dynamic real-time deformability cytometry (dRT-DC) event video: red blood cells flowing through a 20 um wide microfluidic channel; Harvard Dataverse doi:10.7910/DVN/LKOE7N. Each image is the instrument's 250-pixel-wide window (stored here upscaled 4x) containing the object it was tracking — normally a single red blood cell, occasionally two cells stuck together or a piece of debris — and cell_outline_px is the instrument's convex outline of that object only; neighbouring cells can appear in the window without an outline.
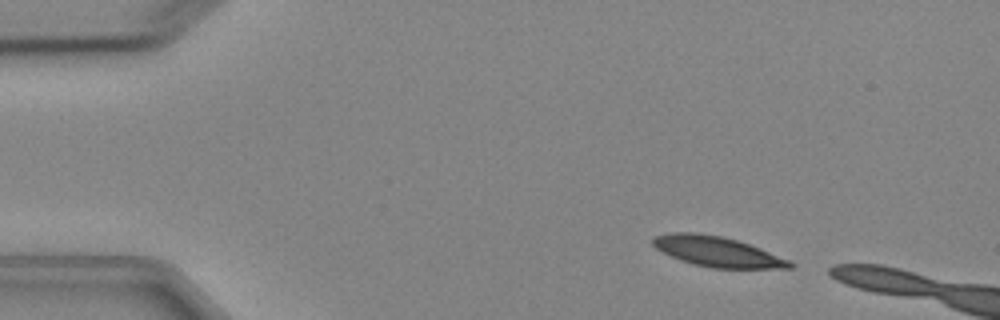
{"species": "Egyptian fruit bat (a non-hibernating species)", "species_latin": "Rousettus aegyptiacus", "temperature_condition": "cold", "stored_images_in_passage": 2, "camera_frame_rate_fps": 3000, "um_per_image_px": 0.085, "animal": {"sex": "female"}, "frame": {"image": 1, "passage_image": 1, "time_ms": 0.0, "image_size_px": [1000, 320], "cell_outline_px": [[796, 264], [792, 268], [712, 268], [692, 264], [680, 260], [656, 248], [652, 244], [652, 236], [668, 232], [696, 232], [720, 236], [736, 240], [760, 248], [792, 260]], "centroid_in_image_um": [60.97, 21.38], "position_along_channel_um": 24.0, "area_um2": 24.22}}